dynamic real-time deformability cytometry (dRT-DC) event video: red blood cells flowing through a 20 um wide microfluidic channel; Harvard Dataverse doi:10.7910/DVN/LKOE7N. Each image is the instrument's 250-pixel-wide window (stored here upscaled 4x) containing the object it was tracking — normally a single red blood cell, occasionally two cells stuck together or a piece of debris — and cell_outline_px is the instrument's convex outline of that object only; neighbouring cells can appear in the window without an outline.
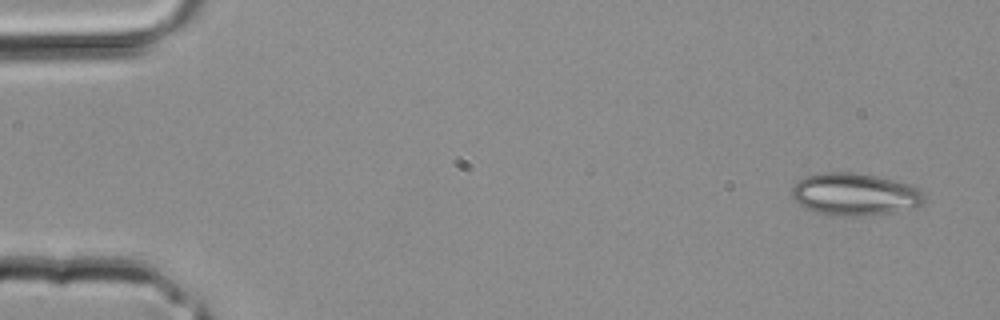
{"species": "common noctule bat (a hibernating species)", "species_latin": "Nyctalus noctula", "temperature_condition": "room temperature", "stored_images_in_passage": 4, "camera_frame_rate_fps": 3000, "um_per_image_px": 0.085, "animal": {"sex": "male", "body_mass_g": 20.4}, "frame": {"image": 1, "passage_image": 1, "time_ms": 0.0, "image_size_px": [1000, 320], "cell_outline_px": [[924, 200], [920, 204], [912, 208], [892, 212], [864, 216], [840, 216], [816, 212], [804, 208], [792, 196], [792, 188], [804, 176], [824, 172], [856, 172], [876, 176], [912, 184], [924, 192]], "centroid_in_image_um": [72.67, 16.51], "position_along_channel_um": 12.3, "area_um2": 32.71}}